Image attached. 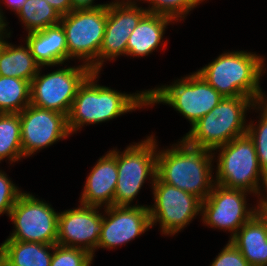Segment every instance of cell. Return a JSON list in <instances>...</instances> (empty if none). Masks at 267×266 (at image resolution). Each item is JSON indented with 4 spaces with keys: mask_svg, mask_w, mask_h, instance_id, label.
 Returning <instances> with one entry per match:
<instances>
[{
    "mask_svg": "<svg viewBox=\"0 0 267 266\" xmlns=\"http://www.w3.org/2000/svg\"><path fill=\"white\" fill-rule=\"evenodd\" d=\"M99 77V72H92L77 90L67 116L71 135L85 125L107 122L128 112L148 107L147 90L132 94L118 92L108 86L99 85Z\"/></svg>",
    "mask_w": 267,
    "mask_h": 266,
    "instance_id": "1",
    "label": "cell"
},
{
    "mask_svg": "<svg viewBox=\"0 0 267 266\" xmlns=\"http://www.w3.org/2000/svg\"><path fill=\"white\" fill-rule=\"evenodd\" d=\"M179 140L167 149H157L156 177L203 201L215 184L212 162L216 157L211 150L192 146L183 138Z\"/></svg>",
    "mask_w": 267,
    "mask_h": 266,
    "instance_id": "2",
    "label": "cell"
},
{
    "mask_svg": "<svg viewBox=\"0 0 267 266\" xmlns=\"http://www.w3.org/2000/svg\"><path fill=\"white\" fill-rule=\"evenodd\" d=\"M266 58L247 50L220 54L196 72L223 97H249L260 103L264 92L260 85L266 73Z\"/></svg>",
    "mask_w": 267,
    "mask_h": 266,
    "instance_id": "3",
    "label": "cell"
},
{
    "mask_svg": "<svg viewBox=\"0 0 267 266\" xmlns=\"http://www.w3.org/2000/svg\"><path fill=\"white\" fill-rule=\"evenodd\" d=\"M213 155L217 156L216 184L249 192L262 204L267 201V177L260 168L255 144L248 134L216 148Z\"/></svg>",
    "mask_w": 267,
    "mask_h": 266,
    "instance_id": "4",
    "label": "cell"
},
{
    "mask_svg": "<svg viewBox=\"0 0 267 266\" xmlns=\"http://www.w3.org/2000/svg\"><path fill=\"white\" fill-rule=\"evenodd\" d=\"M256 104L249 97H223L181 138L192 146L214 151L234 138L247 134L246 113Z\"/></svg>",
    "mask_w": 267,
    "mask_h": 266,
    "instance_id": "5",
    "label": "cell"
},
{
    "mask_svg": "<svg viewBox=\"0 0 267 266\" xmlns=\"http://www.w3.org/2000/svg\"><path fill=\"white\" fill-rule=\"evenodd\" d=\"M222 99L223 96L195 71L169 85L147 89L148 107L161 103L169 105L185 117L191 126Z\"/></svg>",
    "mask_w": 267,
    "mask_h": 266,
    "instance_id": "6",
    "label": "cell"
},
{
    "mask_svg": "<svg viewBox=\"0 0 267 266\" xmlns=\"http://www.w3.org/2000/svg\"><path fill=\"white\" fill-rule=\"evenodd\" d=\"M130 144L122 152L117 150L118 180L114 206H133L146 180L153 185L157 172L158 142L155 135Z\"/></svg>",
    "mask_w": 267,
    "mask_h": 266,
    "instance_id": "7",
    "label": "cell"
},
{
    "mask_svg": "<svg viewBox=\"0 0 267 266\" xmlns=\"http://www.w3.org/2000/svg\"><path fill=\"white\" fill-rule=\"evenodd\" d=\"M107 22V6L76 9L61 16L69 59L80 60L93 72H99V52Z\"/></svg>",
    "mask_w": 267,
    "mask_h": 266,
    "instance_id": "8",
    "label": "cell"
},
{
    "mask_svg": "<svg viewBox=\"0 0 267 266\" xmlns=\"http://www.w3.org/2000/svg\"><path fill=\"white\" fill-rule=\"evenodd\" d=\"M154 204L147 205L151 227L159 223L160 232L174 236L201 216L202 200L194 194L161 182L157 177L151 185Z\"/></svg>",
    "mask_w": 267,
    "mask_h": 266,
    "instance_id": "9",
    "label": "cell"
},
{
    "mask_svg": "<svg viewBox=\"0 0 267 266\" xmlns=\"http://www.w3.org/2000/svg\"><path fill=\"white\" fill-rule=\"evenodd\" d=\"M66 65L44 75L40 67L30 82V104L68 116L79 86L93 71L81 63Z\"/></svg>",
    "mask_w": 267,
    "mask_h": 266,
    "instance_id": "10",
    "label": "cell"
},
{
    "mask_svg": "<svg viewBox=\"0 0 267 266\" xmlns=\"http://www.w3.org/2000/svg\"><path fill=\"white\" fill-rule=\"evenodd\" d=\"M58 215L45 200L23 191L10 211L14 229L6 240L56 244Z\"/></svg>",
    "mask_w": 267,
    "mask_h": 266,
    "instance_id": "11",
    "label": "cell"
},
{
    "mask_svg": "<svg viewBox=\"0 0 267 266\" xmlns=\"http://www.w3.org/2000/svg\"><path fill=\"white\" fill-rule=\"evenodd\" d=\"M248 195L251 194L244 190L226 188L215 183L201 203L202 223L213 229L229 231L230 240L263 207L258 200L255 204L257 206H248Z\"/></svg>",
    "mask_w": 267,
    "mask_h": 266,
    "instance_id": "12",
    "label": "cell"
},
{
    "mask_svg": "<svg viewBox=\"0 0 267 266\" xmlns=\"http://www.w3.org/2000/svg\"><path fill=\"white\" fill-rule=\"evenodd\" d=\"M19 116L24 158L71 136L67 116L60 112L30 104L19 113Z\"/></svg>",
    "mask_w": 267,
    "mask_h": 266,
    "instance_id": "13",
    "label": "cell"
},
{
    "mask_svg": "<svg viewBox=\"0 0 267 266\" xmlns=\"http://www.w3.org/2000/svg\"><path fill=\"white\" fill-rule=\"evenodd\" d=\"M136 1L113 0L107 6V22L99 52V73L106 61L127 56V42L141 18L147 13Z\"/></svg>",
    "mask_w": 267,
    "mask_h": 266,
    "instance_id": "14",
    "label": "cell"
},
{
    "mask_svg": "<svg viewBox=\"0 0 267 266\" xmlns=\"http://www.w3.org/2000/svg\"><path fill=\"white\" fill-rule=\"evenodd\" d=\"M102 231L97 249H116L151 229L148 206H110L103 208Z\"/></svg>",
    "mask_w": 267,
    "mask_h": 266,
    "instance_id": "15",
    "label": "cell"
},
{
    "mask_svg": "<svg viewBox=\"0 0 267 266\" xmlns=\"http://www.w3.org/2000/svg\"><path fill=\"white\" fill-rule=\"evenodd\" d=\"M101 209L80 204L59 212L56 244L86 250L94 258L102 231Z\"/></svg>",
    "mask_w": 267,
    "mask_h": 266,
    "instance_id": "16",
    "label": "cell"
},
{
    "mask_svg": "<svg viewBox=\"0 0 267 266\" xmlns=\"http://www.w3.org/2000/svg\"><path fill=\"white\" fill-rule=\"evenodd\" d=\"M118 180L117 148L99 157L90 170L79 198L80 204L106 208L114 205Z\"/></svg>",
    "mask_w": 267,
    "mask_h": 266,
    "instance_id": "17",
    "label": "cell"
},
{
    "mask_svg": "<svg viewBox=\"0 0 267 266\" xmlns=\"http://www.w3.org/2000/svg\"><path fill=\"white\" fill-rule=\"evenodd\" d=\"M230 241L251 266H267V210L262 207Z\"/></svg>",
    "mask_w": 267,
    "mask_h": 266,
    "instance_id": "18",
    "label": "cell"
},
{
    "mask_svg": "<svg viewBox=\"0 0 267 266\" xmlns=\"http://www.w3.org/2000/svg\"><path fill=\"white\" fill-rule=\"evenodd\" d=\"M27 34L24 41L41 67H58L68 61L66 34L61 24Z\"/></svg>",
    "mask_w": 267,
    "mask_h": 266,
    "instance_id": "19",
    "label": "cell"
},
{
    "mask_svg": "<svg viewBox=\"0 0 267 266\" xmlns=\"http://www.w3.org/2000/svg\"><path fill=\"white\" fill-rule=\"evenodd\" d=\"M174 23L168 17L147 12L129 36L127 57L148 56L159 46L165 48L168 42V40H163L165 29L169 24Z\"/></svg>",
    "mask_w": 267,
    "mask_h": 266,
    "instance_id": "20",
    "label": "cell"
},
{
    "mask_svg": "<svg viewBox=\"0 0 267 266\" xmlns=\"http://www.w3.org/2000/svg\"><path fill=\"white\" fill-rule=\"evenodd\" d=\"M56 244L5 240L0 253L5 266H50Z\"/></svg>",
    "mask_w": 267,
    "mask_h": 266,
    "instance_id": "21",
    "label": "cell"
},
{
    "mask_svg": "<svg viewBox=\"0 0 267 266\" xmlns=\"http://www.w3.org/2000/svg\"><path fill=\"white\" fill-rule=\"evenodd\" d=\"M24 44L17 46L6 41L0 53L1 76L20 78L31 82L37 75L41 66L34 59L27 43Z\"/></svg>",
    "mask_w": 267,
    "mask_h": 266,
    "instance_id": "22",
    "label": "cell"
},
{
    "mask_svg": "<svg viewBox=\"0 0 267 266\" xmlns=\"http://www.w3.org/2000/svg\"><path fill=\"white\" fill-rule=\"evenodd\" d=\"M22 158L24 155L19 113H0V163L8 160L11 165Z\"/></svg>",
    "mask_w": 267,
    "mask_h": 266,
    "instance_id": "23",
    "label": "cell"
},
{
    "mask_svg": "<svg viewBox=\"0 0 267 266\" xmlns=\"http://www.w3.org/2000/svg\"><path fill=\"white\" fill-rule=\"evenodd\" d=\"M27 33L60 24L61 15L46 0H26L16 13Z\"/></svg>",
    "mask_w": 267,
    "mask_h": 266,
    "instance_id": "24",
    "label": "cell"
},
{
    "mask_svg": "<svg viewBox=\"0 0 267 266\" xmlns=\"http://www.w3.org/2000/svg\"><path fill=\"white\" fill-rule=\"evenodd\" d=\"M30 105V81L0 75V113H20Z\"/></svg>",
    "mask_w": 267,
    "mask_h": 266,
    "instance_id": "25",
    "label": "cell"
},
{
    "mask_svg": "<svg viewBox=\"0 0 267 266\" xmlns=\"http://www.w3.org/2000/svg\"><path fill=\"white\" fill-rule=\"evenodd\" d=\"M148 3V13L168 17L175 22L185 20L189 12L205 0H140Z\"/></svg>",
    "mask_w": 267,
    "mask_h": 266,
    "instance_id": "26",
    "label": "cell"
},
{
    "mask_svg": "<svg viewBox=\"0 0 267 266\" xmlns=\"http://www.w3.org/2000/svg\"><path fill=\"white\" fill-rule=\"evenodd\" d=\"M252 110L260 111L257 124L250 121L247 126V134L255 144L258 162L262 172L267 177V108L257 103Z\"/></svg>",
    "mask_w": 267,
    "mask_h": 266,
    "instance_id": "27",
    "label": "cell"
},
{
    "mask_svg": "<svg viewBox=\"0 0 267 266\" xmlns=\"http://www.w3.org/2000/svg\"><path fill=\"white\" fill-rule=\"evenodd\" d=\"M93 260L86 250L56 244L50 266H91Z\"/></svg>",
    "mask_w": 267,
    "mask_h": 266,
    "instance_id": "28",
    "label": "cell"
},
{
    "mask_svg": "<svg viewBox=\"0 0 267 266\" xmlns=\"http://www.w3.org/2000/svg\"><path fill=\"white\" fill-rule=\"evenodd\" d=\"M9 178L5 171L0 170V215L7 214L8 217L15 202L23 193Z\"/></svg>",
    "mask_w": 267,
    "mask_h": 266,
    "instance_id": "29",
    "label": "cell"
},
{
    "mask_svg": "<svg viewBox=\"0 0 267 266\" xmlns=\"http://www.w3.org/2000/svg\"><path fill=\"white\" fill-rule=\"evenodd\" d=\"M227 242L210 266H251L233 243Z\"/></svg>",
    "mask_w": 267,
    "mask_h": 266,
    "instance_id": "30",
    "label": "cell"
},
{
    "mask_svg": "<svg viewBox=\"0 0 267 266\" xmlns=\"http://www.w3.org/2000/svg\"><path fill=\"white\" fill-rule=\"evenodd\" d=\"M61 16L73 10L72 0H46Z\"/></svg>",
    "mask_w": 267,
    "mask_h": 266,
    "instance_id": "31",
    "label": "cell"
},
{
    "mask_svg": "<svg viewBox=\"0 0 267 266\" xmlns=\"http://www.w3.org/2000/svg\"><path fill=\"white\" fill-rule=\"evenodd\" d=\"M95 0H72L73 10L76 9H94L102 6H108L110 2L104 4H96ZM95 3V4H94Z\"/></svg>",
    "mask_w": 267,
    "mask_h": 266,
    "instance_id": "32",
    "label": "cell"
},
{
    "mask_svg": "<svg viewBox=\"0 0 267 266\" xmlns=\"http://www.w3.org/2000/svg\"><path fill=\"white\" fill-rule=\"evenodd\" d=\"M1 4V3H0ZM6 19V16H4V13H3V10H2V7L0 5V36H11V33L10 32L11 30H9L8 32V29H6L8 26V23Z\"/></svg>",
    "mask_w": 267,
    "mask_h": 266,
    "instance_id": "33",
    "label": "cell"
},
{
    "mask_svg": "<svg viewBox=\"0 0 267 266\" xmlns=\"http://www.w3.org/2000/svg\"><path fill=\"white\" fill-rule=\"evenodd\" d=\"M0 1H1L0 3L5 4L7 8L12 10L16 14L26 0H0Z\"/></svg>",
    "mask_w": 267,
    "mask_h": 266,
    "instance_id": "34",
    "label": "cell"
},
{
    "mask_svg": "<svg viewBox=\"0 0 267 266\" xmlns=\"http://www.w3.org/2000/svg\"><path fill=\"white\" fill-rule=\"evenodd\" d=\"M7 38H10V36H0V53L3 50L4 46H5Z\"/></svg>",
    "mask_w": 267,
    "mask_h": 266,
    "instance_id": "35",
    "label": "cell"
},
{
    "mask_svg": "<svg viewBox=\"0 0 267 266\" xmlns=\"http://www.w3.org/2000/svg\"><path fill=\"white\" fill-rule=\"evenodd\" d=\"M265 94L266 93L263 94V97L260 103L267 108V95Z\"/></svg>",
    "mask_w": 267,
    "mask_h": 266,
    "instance_id": "36",
    "label": "cell"
},
{
    "mask_svg": "<svg viewBox=\"0 0 267 266\" xmlns=\"http://www.w3.org/2000/svg\"><path fill=\"white\" fill-rule=\"evenodd\" d=\"M0 266H5V262L3 260L1 253H0Z\"/></svg>",
    "mask_w": 267,
    "mask_h": 266,
    "instance_id": "37",
    "label": "cell"
},
{
    "mask_svg": "<svg viewBox=\"0 0 267 266\" xmlns=\"http://www.w3.org/2000/svg\"><path fill=\"white\" fill-rule=\"evenodd\" d=\"M116 1H137V2H139L140 0H116Z\"/></svg>",
    "mask_w": 267,
    "mask_h": 266,
    "instance_id": "38",
    "label": "cell"
},
{
    "mask_svg": "<svg viewBox=\"0 0 267 266\" xmlns=\"http://www.w3.org/2000/svg\"><path fill=\"white\" fill-rule=\"evenodd\" d=\"M263 207L267 210V201L263 204Z\"/></svg>",
    "mask_w": 267,
    "mask_h": 266,
    "instance_id": "39",
    "label": "cell"
}]
</instances>
